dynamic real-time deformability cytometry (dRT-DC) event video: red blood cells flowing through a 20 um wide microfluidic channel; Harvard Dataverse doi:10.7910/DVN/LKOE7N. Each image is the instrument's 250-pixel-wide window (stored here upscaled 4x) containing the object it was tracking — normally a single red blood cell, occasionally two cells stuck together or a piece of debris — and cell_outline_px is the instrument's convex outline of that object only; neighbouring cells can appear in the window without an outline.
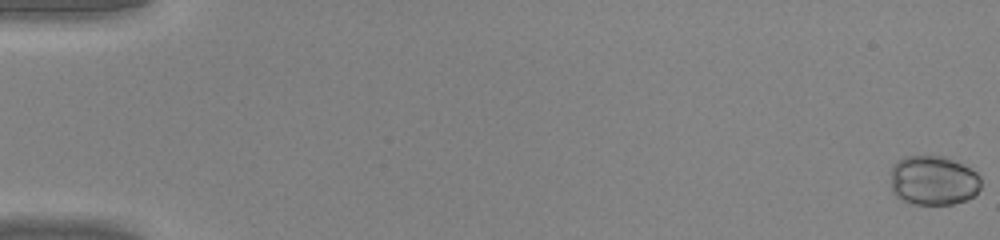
{"species": "common noctule bat (a hibernating species)", "species_latin": "Nyctalus noctula", "temperature_condition": "warm", "stored_images_in_passage": 47, "camera_frame_rate_fps": 3000, "um_per_image_px": 0.085, "animal": {"sex": "male", "body_mass_g": 20.0, "forearm_length_mm": 53.3}, "frame": {"image": 1, "passage_image": 1, "time_ms": 0.0, "image_size_px": [1000, 240], "cell_outline_px": [[980, 188], [972, 196], [964, 200], [952, 204], [912, 204], [896, 196], [892, 192], [892, 164], [896, 160], [904, 156], [948, 156], [976, 172], [980, 176]], "centroid_in_image_um": [79.32, 15.32], "position_along_channel_um": 5.7, "area_um2": 26.13}}
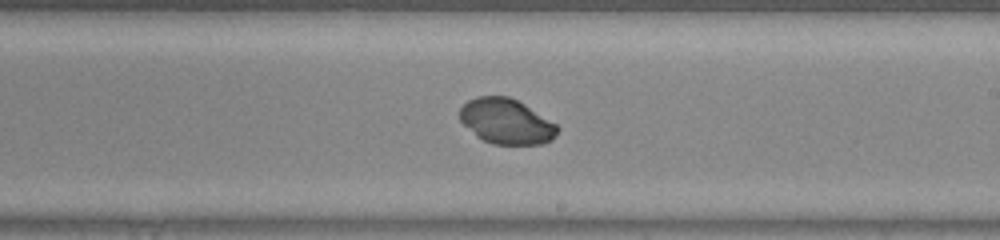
{"frame": {"image": 2, "passage_image": 29, "time_ms": 9.333, "image_size_px": [1000, 240], "cell_outline_px": [[560, 128], [552, 140], [544, 144], [492, 144], [476, 136], [460, 120], [460, 108], [468, 100], [476, 96], [508, 96], [524, 104], [556, 124]], "centroid_in_image_um": [43.03, 10.32], "position_along_channel_um": 246.0, "area_um2": 25.61}}
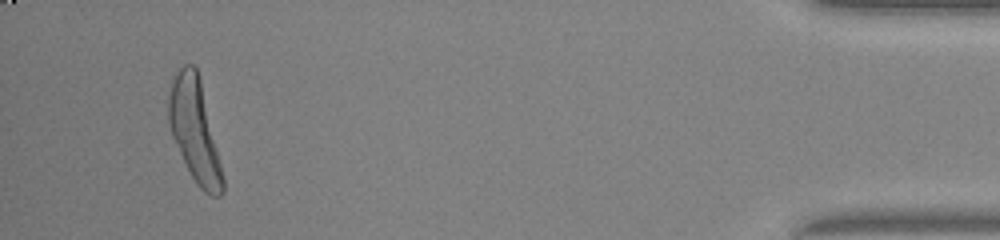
{"frame": {"image": 3, "passage_image": 45, "time_ms": 14.667, "image_size_px": [1000, 240], "cell_outline_px": [[224, 192], [220, 196], [212, 196], [204, 192], [196, 184], [172, 136], [168, 124], [168, 96], [172, 80], [176, 72], [184, 64], [192, 64], [196, 68], [200, 80], [224, 180]], "centroid_in_image_um": [16.52, 11.09], "position_along_channel_um": 418.7, "area_um2": 31.56}}